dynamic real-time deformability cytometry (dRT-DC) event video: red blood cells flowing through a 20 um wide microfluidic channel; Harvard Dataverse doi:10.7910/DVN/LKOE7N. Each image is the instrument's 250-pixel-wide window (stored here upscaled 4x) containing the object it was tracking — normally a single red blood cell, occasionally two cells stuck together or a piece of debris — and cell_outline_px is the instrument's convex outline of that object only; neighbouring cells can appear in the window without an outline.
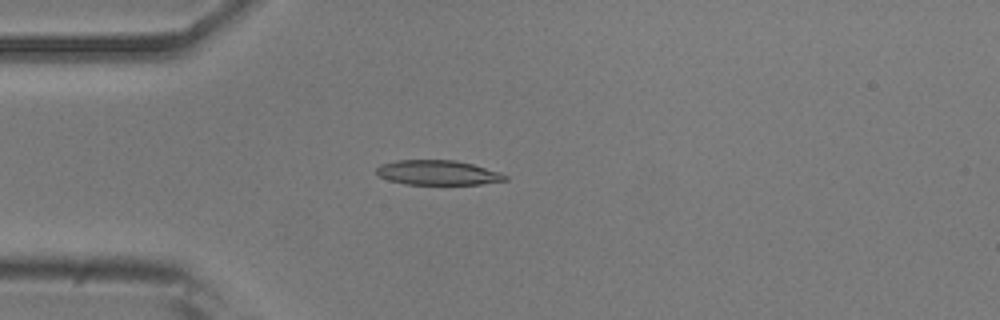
{"species": "common noctule bat (a hibernating species)", "species_latin": "Nyctalus noctula", "temperature_condition": "room temperature", "stored_images_in_passage": 54, "camera_frame_rate_fps": 3000, "um_per_image_px": 0.085, "animal": {"sex": "male", "body_mass_g": 20.5, "forearm_length_mm": 52.5}, "frame": {"image": 1, "passage_image": 14, "time_ms": 4.333, "image_size_px": [1000, 320], "cell_outline_px": [[508, 180], [480, 184], [404, 184], [388, 180], [380, 176], [376, 172], [376, 168], [380, 164], [396, 160], [456, 160], [472, 164], [500, 172], [508, 176]], "centroid_in_image_um": [37.21, 14.67], "position_along_channel_um": 47.8, "area_um2": 18.55}}
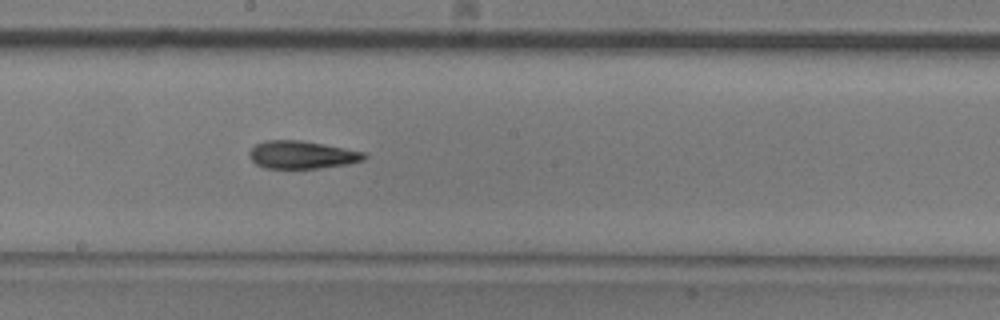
{"frame": {"image": 2, "passage_image": 29, "time_ms": 9.333, "image_size_px": [1000, 320], "cell_outline_px": [[368, 156], [364, 160], [348, 164], [320, 168], [264, 168], [256, 164], [252, 160], [248, 152], [256, 144], [264, 140], [300, 140], [324, 144], [364, 152]], "centroid_in_image_um": [25.66, 13.15], "position_along_channel_um": 222.5, "area_um2": 18.61}}
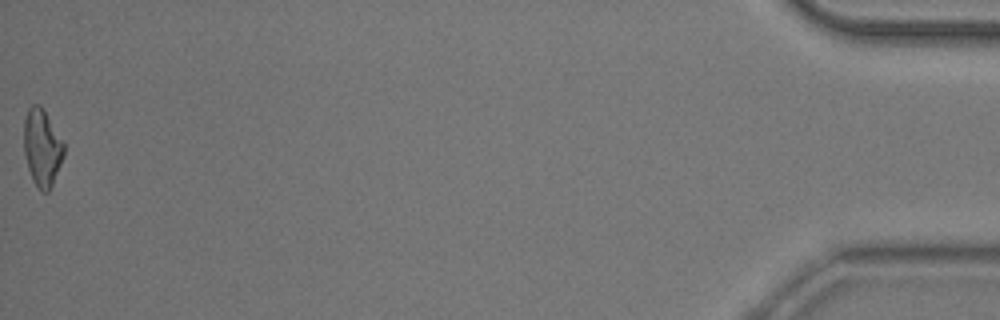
{"frame": {"image": 3, "passage_image": 54, "time_ms": 17.667, "image_size_px": [1000, 320], "cell_outline_px": [[64, 156], [52, 184], [48, 192], [40, 192], [32, 180], [28, 168], [24, 152], [24, 120], [28, 108], [32, 104], [40, 104], [44, 108], [64, 144]], "centroid_in_image_um": [3.57, 12.54], "position_along_channel_um": 431.6, "area_um2": 18.03}, "authors_computed_cell_mechanics": {"area_um2": 18.4382, "velocity_mm_per_s": 3.7242, "shape_relaxation_time_tau1_ms": null, "shape_relaxation_time_tau2_ms": 7.3724, "deformation_change_tau1": null, "deformation_change_tau2": 0.1976}}